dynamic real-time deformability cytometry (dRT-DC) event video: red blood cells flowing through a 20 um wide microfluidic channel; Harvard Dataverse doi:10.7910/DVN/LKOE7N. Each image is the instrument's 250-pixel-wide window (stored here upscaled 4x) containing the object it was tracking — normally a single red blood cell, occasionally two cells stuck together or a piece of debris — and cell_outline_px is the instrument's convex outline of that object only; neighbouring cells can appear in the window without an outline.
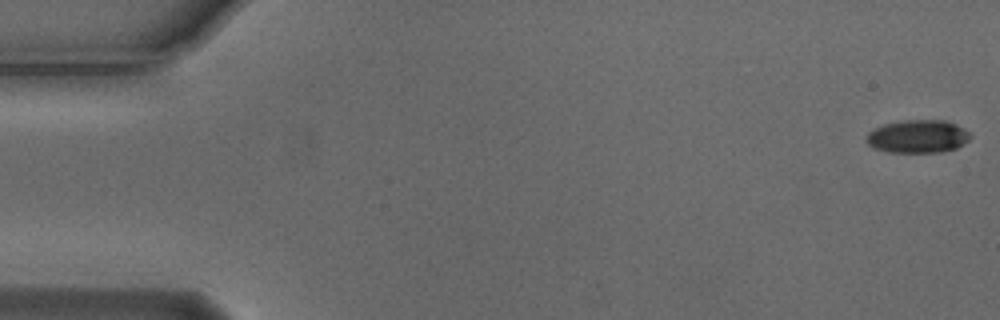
{"species": "Egyptian fruit bat (a non-hibernating species)", "species_latin": "Rousettus aegyptiacus", "temperature_condition": "cold", "stored_images_in_passage": 17, "camera_frame_rate_fps": 3000, "um_per_image_px": 0.085, "animal": {"sex": "male"}, "frame": {"image": 1, "passage_image": 1, "time_ms": 0.0, "image_size_px": [1000, 320], "cell_outline_px": [[972, 136], [964, 144], [956, 148], [940, 152], [888, 152], [872, 148], [868, 144], [868, 132], [884, 124], [904, 120], [944, 120], [956, 124], [964, 128]], "centroid_in_image_um": [78.03, 11.6], "position_along_channel_um": 7.0, "area_um2": 19.94}}
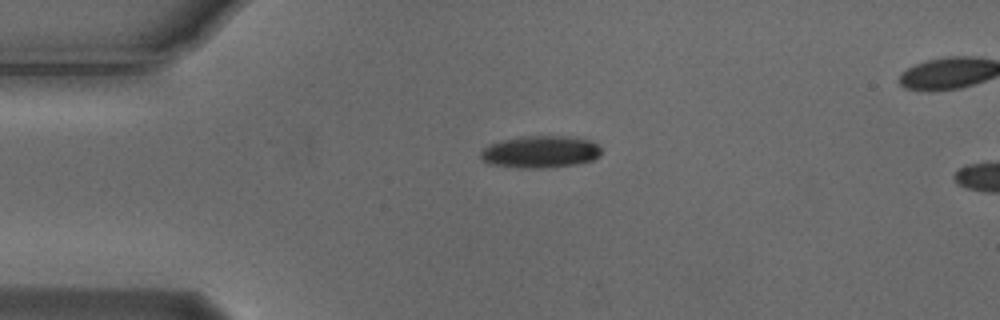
{"frame": {"image": 2, "passage_image": 13, "time_ms": 4.0, "image_size_px": [1000, 320], "cell_outline_px": [[600, 156], [592, 160], [576, 164], [540, 168], [516, 168], [488, 164], [480, 160], [480, 152], [484, 148], [492, 144], [504, 140], [524, 136], [564, 136], [588, 140], [596, 144], [600, 148]], "centroid_in_image_um": [45.89, 12.92], "position_along_channel_um": 39.1, "area_um2": 22.43}}